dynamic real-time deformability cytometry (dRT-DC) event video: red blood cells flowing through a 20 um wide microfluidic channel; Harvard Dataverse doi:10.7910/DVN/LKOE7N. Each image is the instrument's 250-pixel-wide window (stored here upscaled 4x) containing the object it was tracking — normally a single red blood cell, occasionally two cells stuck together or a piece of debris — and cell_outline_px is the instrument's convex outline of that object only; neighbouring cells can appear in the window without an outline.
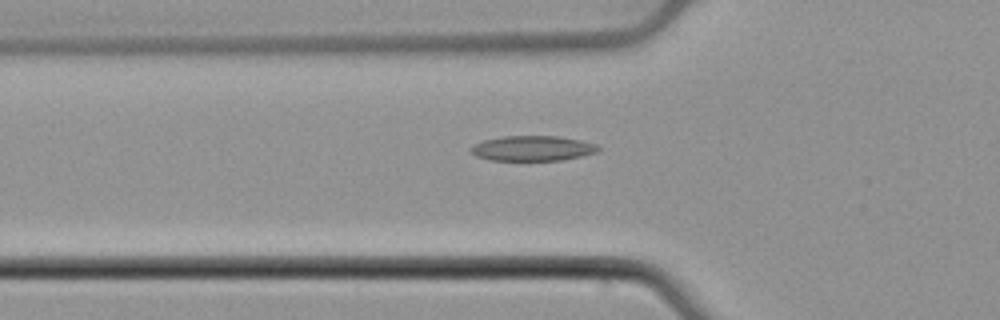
{"species": "common noctule bat (a hibernating species)", "species_latin": "Nyctalus noctula", "temperature_condition": "cold", "stored_images_in_passage": 35, "camera_frame_rate_fps": 3000, "um_per_image_px": 0.085, "animal": {"sex": "male", "body_mass_g": 21.5, "forearm_length_mm": 52.0}, "frame": {"image": 1, "passage_image": 6, "time_ms": 1.667, "image_size_px": [1000, 320], "cell_outline_px": [[600, 148], [596, 152], [564, 160], [492, 160], [476, 156], [468, 148], [472, 144], [484, 140], [504, 136], [560, 136], [580, 140], [596, 144]], "centroid_in_image_um": [45.24, 12.6], "position_along_channel_um": 80.6, "area_um2": 18.61}}
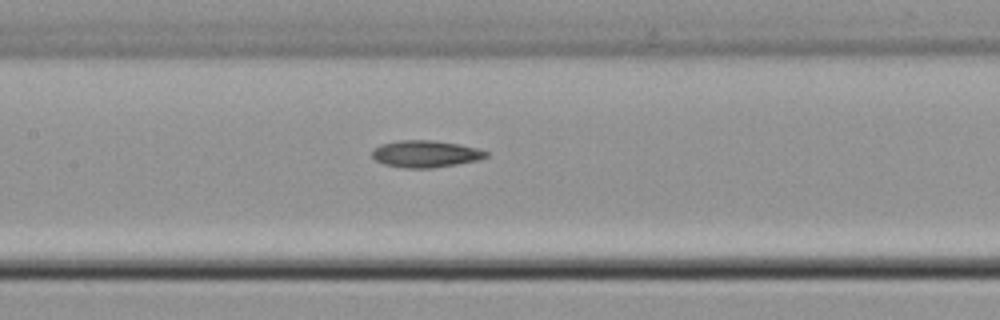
{"frame": {"image": 2, "passage_image": 13, "time_ms": 4.0, "image_size_px": [1000, 320], "cell_outline_px": [[488, 156], [480, 160], [432, 168], [404, 168], [384, 164], [376, 160], [372, 156], [372, 148], [380, 144], [400, 140], [436, 140], [460, 144], [476, 148], [488, 152]], "centroid_in_image_um": [36.16, 13.07], "position_along_channel_um": 171.2, "area_um2": 18.03}}
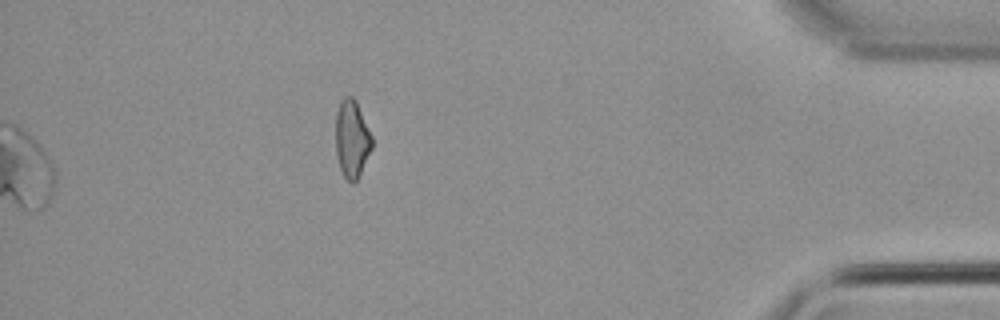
{"frame": {"image": 3, "passage_image": 35, "time_ms": 11.333, "image_size_px": [1000, 320], "cell_outline_px": [[372, 148], [356, 180], [352, 184], [344, 176], [340, 168], [336, 156], [336, 112], [340, 100], [344, 96], [352, 96], [356, 100], [372, 136]], "centroid_in_image_um": [29.9, 11.77], "position_along_channel_um": 405.3, "area_um2": 16.36}, "authors_computed_cell_mechanics": {"area_um2": 17.5712, "velocity_mm_per_s": 3.8697, "shape_relaxation_time_tau1_ms": 6.1601, "shape_relaxation_time_tau2_ms": 6.3519, "deformation_change_tau1": 0.1176, "deformation_change_tau2": 0.1553}}